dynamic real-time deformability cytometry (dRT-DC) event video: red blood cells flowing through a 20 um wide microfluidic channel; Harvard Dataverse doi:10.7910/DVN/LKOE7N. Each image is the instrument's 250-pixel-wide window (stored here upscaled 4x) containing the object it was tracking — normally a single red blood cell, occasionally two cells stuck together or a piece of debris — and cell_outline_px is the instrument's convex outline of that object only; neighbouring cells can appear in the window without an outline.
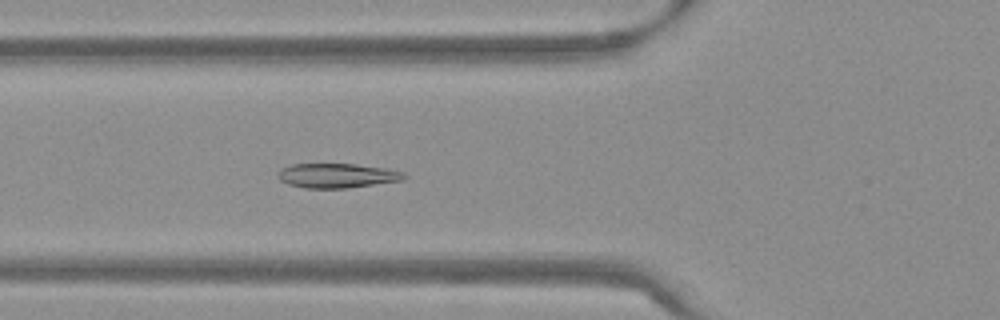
{"species": "Egyptian fruit bat (a non-hibernating species)", "species_latin": "Rousettus aegyptiacus", "temperature_condition": "warm", "stored_images_in_passage": 54, "camera_frame_rate_fps": 3000, "um_per_image_px": 0.085, "frame": {"image": 1, "passage_image": 20, "time_ms": 6.333, "image_size_px": [1000, 320], "cell_outline_px": [[408, 176], [404, 180], [348, 188], [304, 188], [288, 184], [280, 180], [276, 176], [276, 172], [280, 168], [292, 164], [356, 164], [384, 168], [404, 172]], "centroid_in_image_um": [28.63, 14.93], "position_along_channel_um": 97.2, "area_um2": 18.21}}
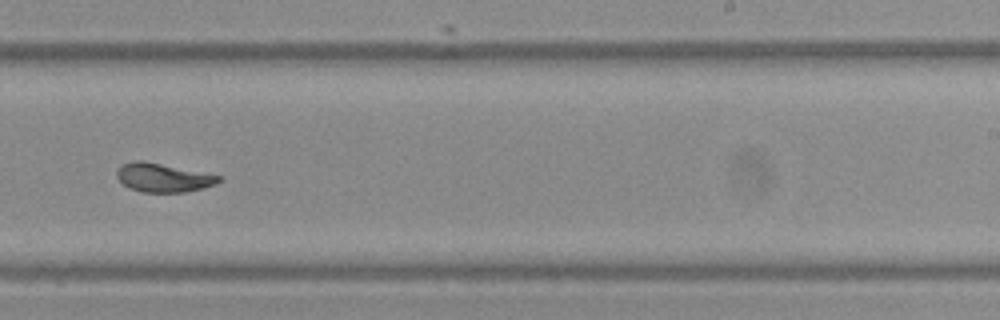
{"frame": {"image": 2, "passage_image": 34, "time_ms": 11.0, "image_size_px": [1000, 320], "cell_outline_px": [[224, 180], [216, 184], [204, 188], [184, 192], [140, 192], [128, 188], [116, 176], [116, 172], [124, 164], [132, 160], [144, 160], [220, 176]], "centroid_in_image_um": [13.87, 15.1], "position_along_channel_um": 275.1, "area_um2": 17.05}}
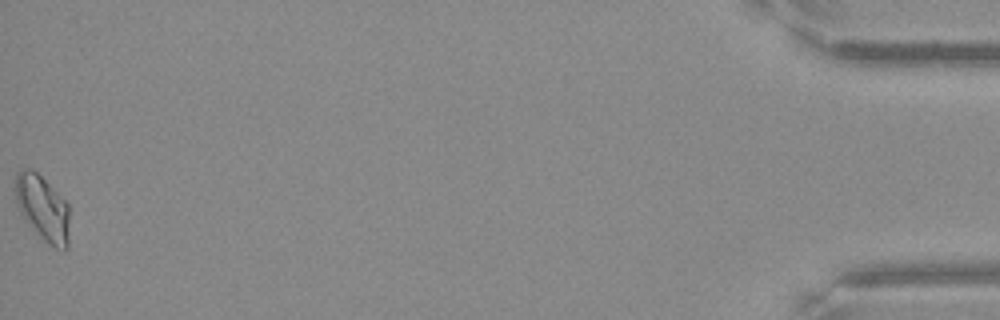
{"frame": {"image": 3, "passage_image": 54, "time_ms": 17.667, "image_size_px": [1000, 320], "cell_outline_px": [[68, 248], [64, 252], [48, 244], [32, 228], [20, 212], [16, 204], [12, 188], [16, 172], [20, 168], [32, 168], [68, 204]], "centroid_in_image_um": [3.57, 17.66], "position_along_channel_um": 431.6, "area_um2": 20.87}, "authors_computed_cell_mechanics": {"area_um2": 18.0336, "velocity_mm_per_s": 3.8027, "shape_relaxation_time_tau1_ms": 8.7067, "shape_relaxation_time_tau2_ms": 1.399, "deformation_change_tau1": 0.2475, "deformation_change_tau2": 0.0276}}